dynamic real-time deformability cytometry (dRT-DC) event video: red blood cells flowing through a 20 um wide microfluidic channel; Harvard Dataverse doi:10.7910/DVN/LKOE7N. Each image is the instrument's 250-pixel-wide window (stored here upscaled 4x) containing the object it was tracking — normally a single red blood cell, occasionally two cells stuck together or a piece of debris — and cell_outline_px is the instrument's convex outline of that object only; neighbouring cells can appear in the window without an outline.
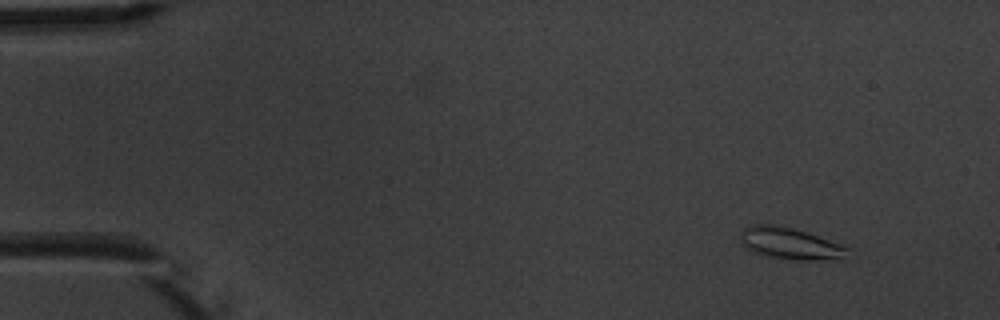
{"species": "common noctule bat (a hibernating species)", "species_latin": "Nyctalus noctula", "temperature_condition": "warm", "stored_images_in_passage": 5, "camera_frame_rate_fps": 3000, "um_per_image_px": 0.085, "animal": {"sex": "male", "body_mass_g": 20.1, "forearm_length_mm": 53.5}, "frame": {"image": 1, "passage_image": 2, "time_ms": 1.0, "image_size_px": [1000, 320], "cell_outline_px": [[848, 248], [836, 256], [808, 260], [796, 260], [768, 256], [752, 252], [740, 244], [740, 236], [744, 228], [752, 224], [772, 224], [792, 228], [840, 244]], "centroid_in_image_um": [66.93, 20.66], "position_along_channel_um": 18.1, "area_um2": 18.79}}